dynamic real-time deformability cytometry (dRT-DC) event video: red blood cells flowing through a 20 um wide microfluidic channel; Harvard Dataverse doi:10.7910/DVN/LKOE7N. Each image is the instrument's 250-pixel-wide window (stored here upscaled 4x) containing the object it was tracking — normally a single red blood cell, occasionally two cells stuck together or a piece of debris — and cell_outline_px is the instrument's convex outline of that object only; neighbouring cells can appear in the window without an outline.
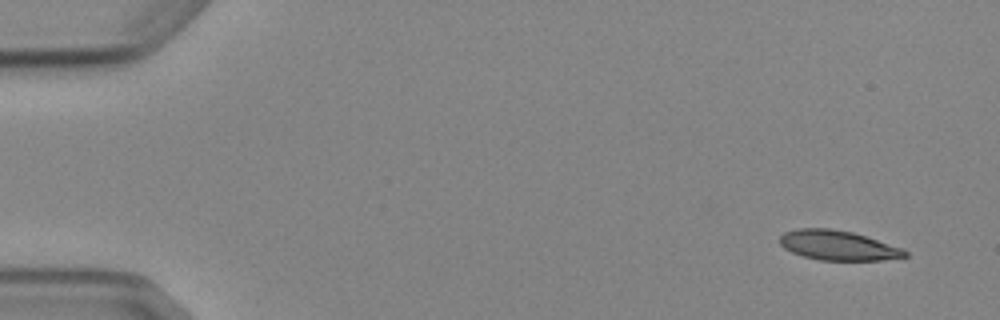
{"species": "Egyptian fruit bat (a non-hibernating species)", "species_latin": "Rousettus aegyptiacus", "temperature_condition": "cold", "stored_images_in_passage": 4, "camera_frame_rate_fps": 3000, "um_per_image_px": 0.085, "animal": {"sex": "female"}, "frame": {"image": 1, "passage_image": 1, "time_ms": 0.0, "image_size_px": [1000, 320], "cell_outline_px": [[908, 256], [880, 260], [820, 260], [804, 256], [792, 252], [784, 248], [780, 244], [780, 236], [784, 232], [796, 228], [828, 228], [852, 232], [904, 248], [908, 252]], "centroid_in_image_um": [71.23, 20.85], "position_along_channel_um": 13.8, "area_um2": 21.62}}
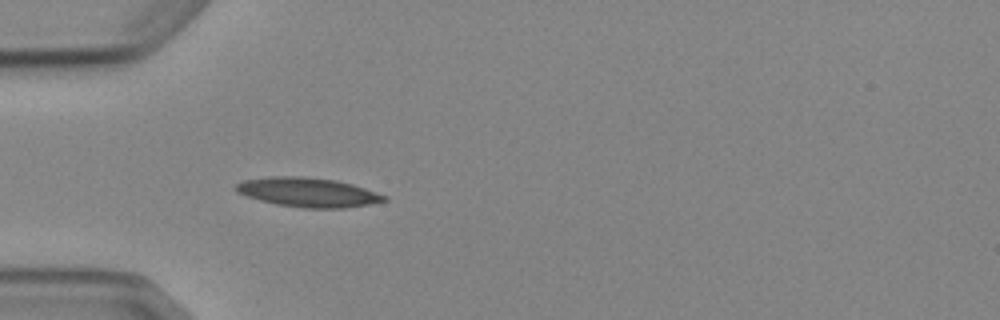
{"frame": {"image": 2, "passage_image": 4, "time_ms": 4.333, "image_size_px": [1000, 320], "cell_outline_px": [[388, 200], [368, 204], [344, 208], [304, 208], [276, 204], [260, 200], [236, 192], [232, 188], [236, 184], [244, 180], [272, 176], [304, 176], [336, 180], [352, 184], [388, 196]], "centroid_in_image_um": [26.16, 16.34], "position_along_channel_um": 58.8, "area_um2": 25.32}}